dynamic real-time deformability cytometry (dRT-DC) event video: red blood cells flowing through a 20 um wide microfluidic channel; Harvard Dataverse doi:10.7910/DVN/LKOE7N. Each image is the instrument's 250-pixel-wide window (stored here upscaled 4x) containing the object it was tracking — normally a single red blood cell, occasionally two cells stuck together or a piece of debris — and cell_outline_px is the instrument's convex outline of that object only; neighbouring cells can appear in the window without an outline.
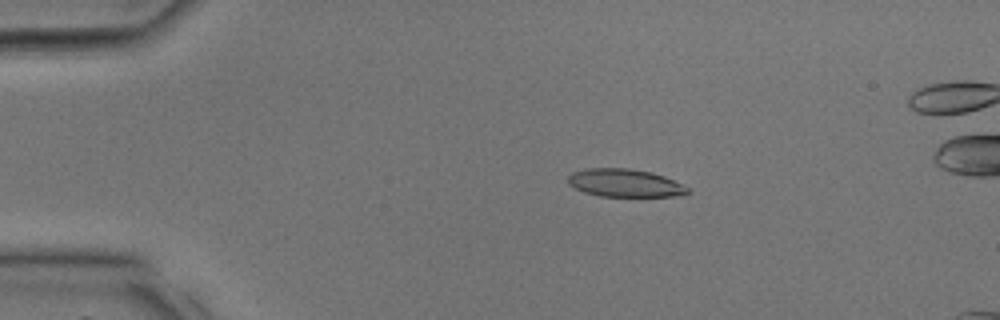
{"species": "common noctule bat (a hibernating species)", "species_latin": "Nyctalus noctula", "temperature_condition": "room temperature", "stored_images_in_passage": 33, "camera_frame_rate_fps": 3000, "um_per_image_px": 0.085, "animal": {"sex": "male", "body_mass_g": 17.9, "forearm_length_mm": 54.2}, "frame": {"image": 1, "passage_image": 6, "time_ms": 1.667, "image_size_px": [1000, 320], "cell_outline_px": [[692, 192], [684, 196], [600, 196], [584, 192], [568, 184], [568, 176], [572, 172], [584, 168], [628, 168], [652, 172], [664, 176], [688, 188]], "centroid_in_image_um": [53.11, 15.55], "position_along_channel_um": 31.9, "area_um2": 19.54}}
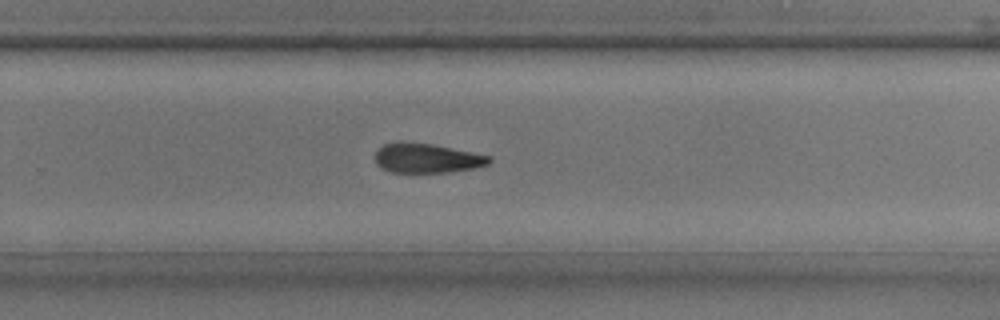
{"frame": {"image": 2, "passage_image": 22, "time_ms": 7.0, "image_size_px": [1000, 320], "cell_outline_px": [[492, 160], [488, 164], [476, 168], [448, 172], [392, 172], [376, 164], [376, 148], [384, 144], [432, 144], [492, 156]], "centroid_in_image_um": [36.34, 13.47], "position_along_channel_um": 293.5, "area_um2": 19.07}}
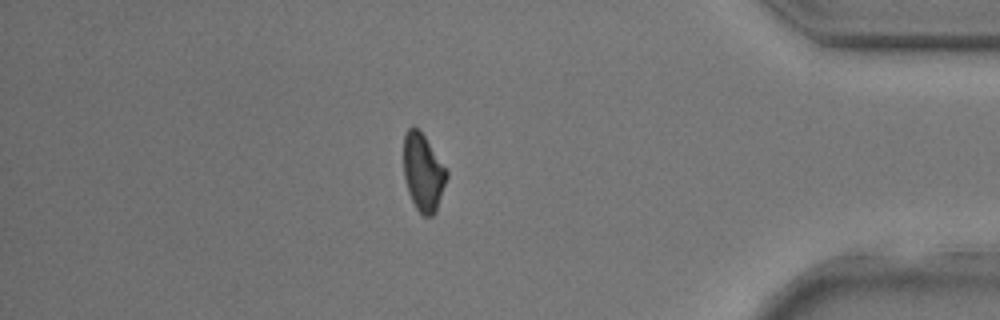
{"frame": {"image": 3, "passage_image": 29, "time_ms": 9.333, "image_size_px": [1000, 320], "cell_outline_px": [[448, 176], [436, 212], [432, 216], [424, 216], [416, 208], [408, 192], [404, 176], [404, 136], [408, 128], [412, 124], [424, 136], [448, 168]], "centroid_in_image_um": [35.99, 14.65], "position_along_channel_um": 399.2, "area_um2": 19.54}}